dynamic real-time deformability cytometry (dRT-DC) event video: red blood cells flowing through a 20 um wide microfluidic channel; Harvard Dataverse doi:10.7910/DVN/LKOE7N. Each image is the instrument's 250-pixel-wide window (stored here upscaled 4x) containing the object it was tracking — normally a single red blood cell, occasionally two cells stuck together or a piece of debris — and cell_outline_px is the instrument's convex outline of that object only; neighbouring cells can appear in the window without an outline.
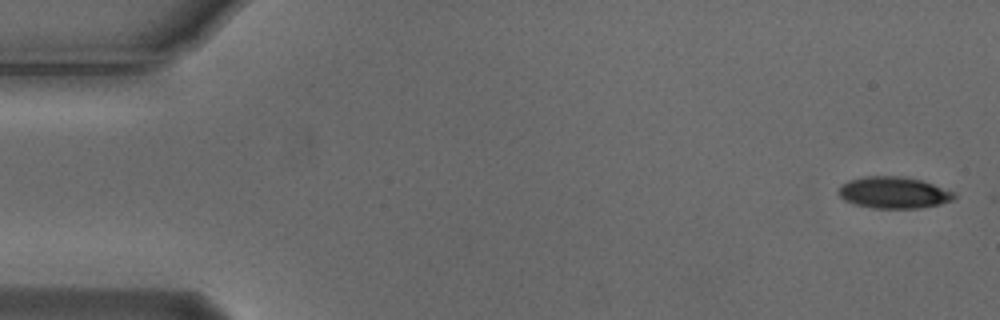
{"species": "Egyptian fruit bat (a non-hibernating species)", "species_latin": "Rousettus aegyptiacus", "temperature_condition": "cold", "stored_images_in_passage": 4, "camera_frame_rate_fps": 3000, "um_per_image_px": 0.085, "animal": {"sex": "male"}, "frame": {"image": 1, "passage_image": 1, "time_ms": 0.0, "image_size_px": [1000, 320], "cell_outline_px": [[956, 196], [952, 200], [940, 204], [920, 208], [872, 208], [856, 204], [844, 200], [836, 192], [840, 184], [848, 180], [864, 176], [900, 176], [924, 180], [956, 192]], "centroid_in_image_um": [75.96, 16.36], "position_along_channel_um": 9.0, "area_um2": 21.62}}